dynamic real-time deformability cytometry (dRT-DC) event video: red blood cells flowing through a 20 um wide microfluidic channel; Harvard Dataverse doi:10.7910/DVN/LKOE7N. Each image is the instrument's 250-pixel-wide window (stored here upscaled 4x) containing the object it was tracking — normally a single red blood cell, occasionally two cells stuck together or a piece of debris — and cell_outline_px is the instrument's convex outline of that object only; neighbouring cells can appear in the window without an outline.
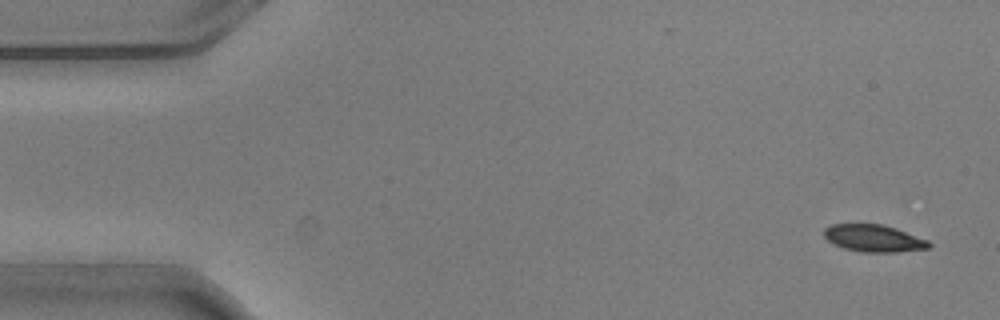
{"species": "common noctule bat (a hibernating species)", "species_latin": "Nyctalus noctula", "temperature_condition": "warm", "stored_images_in_passage": 6, "camera_frame_rate_fps": 3000, "um_per_image_px": 0.085, "animal": {"sex": "male", "body_mass_g": 20.5, "forearm_length_mm": 52.5}, "frame": {"image": 1, "passage_image": 1, "time_ms": 0.0, "image_size_px": [1000, 320], "cell_outline_px": [[932, 244], [928, 248], [896, 252], [860, 252], [844, 248], [828, 240], [824, 236], [824, 228], [832, 224], [884, 224], [896, 228], [928, 240]], "centroid_in_image_um": [74.27, 20.25], "position_along_channel_um": 10.7, "area_um2": 16.53}}